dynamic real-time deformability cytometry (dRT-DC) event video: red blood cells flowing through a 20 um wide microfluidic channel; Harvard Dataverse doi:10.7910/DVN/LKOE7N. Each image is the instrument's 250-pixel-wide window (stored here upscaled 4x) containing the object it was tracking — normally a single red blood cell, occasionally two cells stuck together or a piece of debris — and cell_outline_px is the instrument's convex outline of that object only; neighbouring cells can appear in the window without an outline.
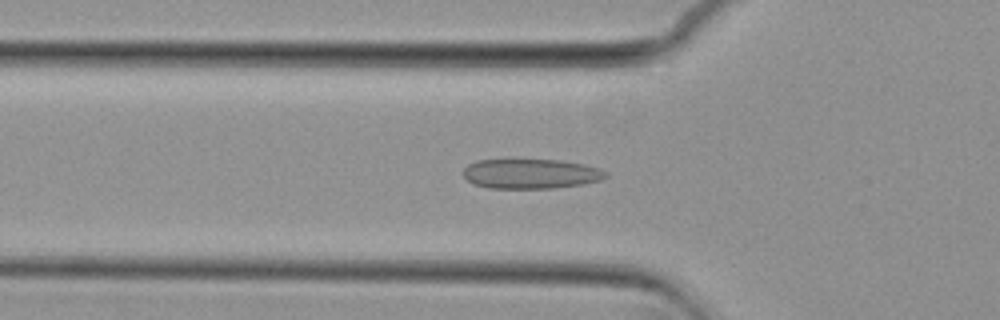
{"species": "common noctule bat (a hibernating species)", "species_latin": "Nyctalus noctula", "temperature_condition": "cold", "stored_images_in_passage": 48, "camera_frame_rate_fps": 3000, "um_per_image_px": 0.085, "animal": {"sex": "female", "body_mass_g": 29.2, "forearm_length_mm": 56.3}, "frame": {"image": 1, "passage_image": 12, "time_ms": 3.667, "image_size_px": [1000, 320], "cell_outline_px": [[608, 176], [600, 180], [584, 184], [552, 188], [488, 188], [472, 184], [464, 176], [464, 168], [468, 164], [476, 160], [516, 156], [560, 160], [584, 164], [608, 172]], "centroid_in_image_um": [45.06, 14.71], "position_along_channel_um": 80.7, "area_um2": 25.89}}
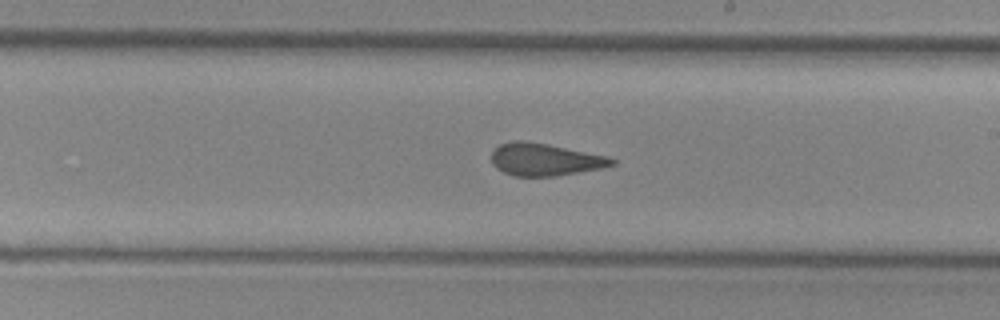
{"frame": {"image": 2, "passage_image": 25, "time_ms": 8.0, "image_size_px": [1000, 320], "cell_outline_px": [[616, 164], [604, 168], [556, 176], [516, 176], [504, 172], [496, 168], [492, 164], [492, 152], [500, 144], [512, 140], [524, 140], [608, 156], [616, 160]], "centroid_in_image_um": [46.33, 13.56], "position_along_channel_um": 242.7, "area_um2": 22.66}}
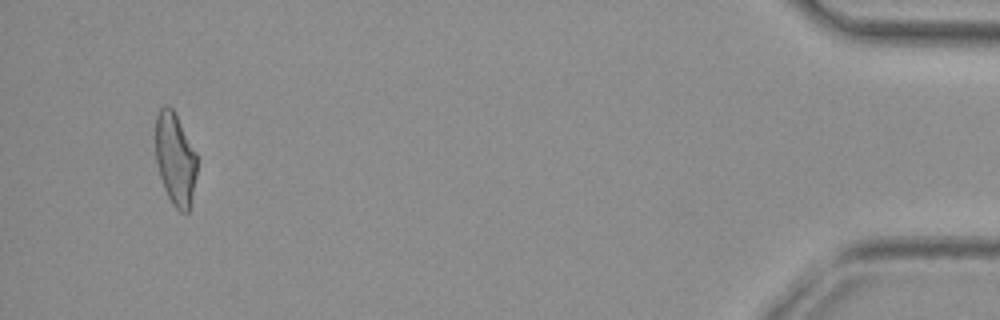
{"frame": {"image": 3, "passage_image": 46, "time_ms": 15.0, "image_size_px": [1000, 320], "cell_outline_px": [[196, 176], [192, 196], [188, 212], [180, 212], [172, 204], [164, 188], [160, 176], [156, 160], [156, 116], [160, 108], [164, 104], [168, 104], [172, 108], [196, 152]], "centroid_in_image_um": [14.89, 13.5], "position_along_channel_um": 420.3, "area_um2": 22.08}, "authors_computed_cell_mechanics": {"area_um2": 23.3801, "velocity_mm_per_s": 3.7215, "shape_relaxation_time_tau1_ms": null, "shape_relaxation_time_tau2_ms": 1.9792, "deformation_change_tau1": null, "deformation_change_tau2": 0.0867}}